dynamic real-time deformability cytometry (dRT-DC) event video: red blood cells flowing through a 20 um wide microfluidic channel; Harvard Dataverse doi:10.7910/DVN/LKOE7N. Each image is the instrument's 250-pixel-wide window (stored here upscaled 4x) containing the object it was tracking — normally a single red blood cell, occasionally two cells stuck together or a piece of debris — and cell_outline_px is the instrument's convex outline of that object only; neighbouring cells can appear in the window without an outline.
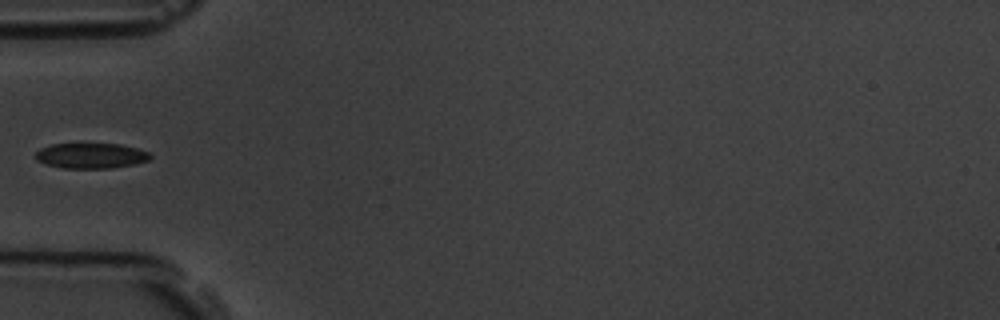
{"species": "common noctule bat (a hibernating species)", "species_latin": "Nyctalus noctula", "temperature_condition": "room temperature", "stored_images_in_passage": 5, "camera_frame_rate_fps": 3000, "um_per_image_px": 0.085, "animal": {"sex": "male", "body_mass_g": 19.5, "forearm_length_mm": 54.6}, "frame": {"image": 1, "passage_image": 4, "time_ms": 3.333, "image_size_px": [1000, 320], "cell_outline_px": [[152, 156], [148, 160], [136, 164], [112, 168], [64, 168], [44, 164], [36, 160], [36, 152], [40, 148], [52, 144], [120, 144], [136, 148], [148, 152]], "centroid_in_image_um": [7.72, 13.24], "position_along_channel_um": 77.3, "area_um2": 16.94}}
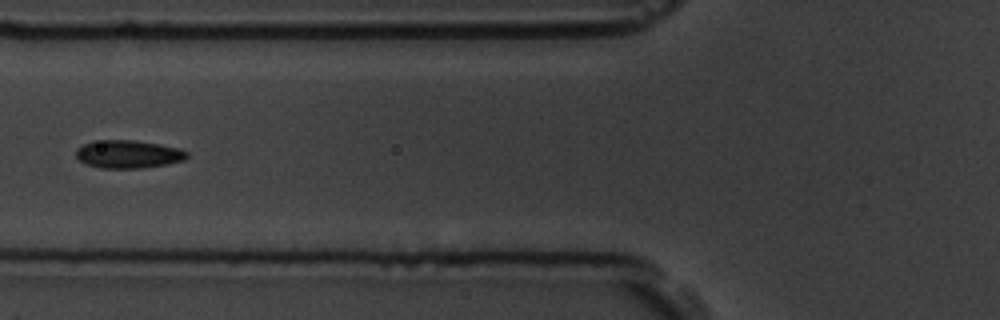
{"frame": {"image": 2, "passage_image": 5, "time_ms": 4.333, "image_size_px": [1000, 320], "cell_outline_px": [[188, 156], [184, 160], [164, 164], [140, 168], [100, 168], [88, 164], [80, 160], [76, 156], [76, 148], [92, 140], [136, 140], [160, 144], [180, 148], [188, 152]], "centroid_in_image_um": [10.89, 13.09], "position_along_channel_um": 114.9, "area_um2": 18.09}}